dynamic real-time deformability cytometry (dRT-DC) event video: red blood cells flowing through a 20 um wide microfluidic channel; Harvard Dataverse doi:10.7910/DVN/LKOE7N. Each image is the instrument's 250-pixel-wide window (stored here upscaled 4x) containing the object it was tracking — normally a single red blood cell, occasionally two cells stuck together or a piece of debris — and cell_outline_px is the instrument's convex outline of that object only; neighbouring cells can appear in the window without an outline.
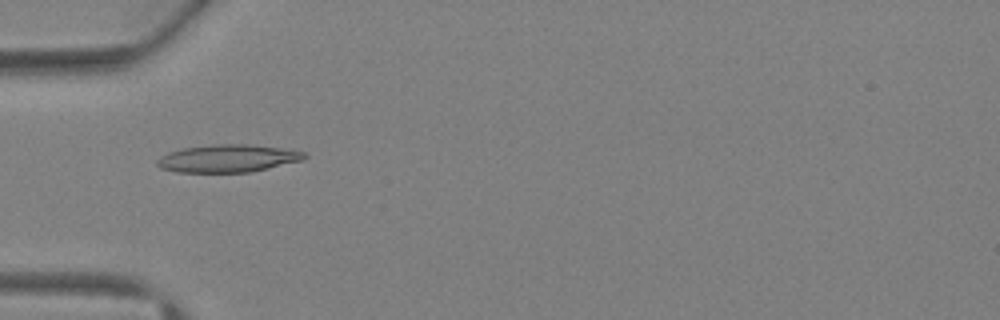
{"species": "Egyptian fruit bat (a non-hibernating species)", "species_latin": "Rousettus aegyptiacus", "temperature_condition": "warm", "stored_images_in_passage": 5, "camera_frame_rate_fps": 3000, "um_per_image_px": 0.085, "animal": {"sex": "female"}, "frame": {"image": 1, "passage_image": 4, "time_ms": 4.667, "image_size_px": [1000, 320], "cell_outline_px": [[308, 156], [300, 160], [252, 172], [176, 172], [160, 168], [156, 164], [156, 160], [160, 156], [168, 152], [184, 148], [212, 144], [248, 144], [292, 148], [304, 152]], "centroid_in_image_um": [19.37, 13.45], "position_along_channel_um": 65.6, "area_um2": 23.93}}
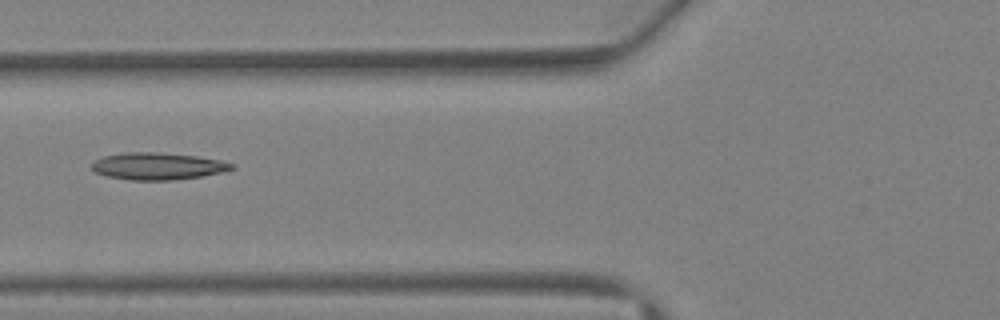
{"frame": {"image": 2, "passage_image": 5, "time_ms": 5.667, "image_size_px": [1000, 320], "cell_outline_px": [[236, 168], [224, 172], [200, 176], [172, 180], [132, 180], [108, 176], [92, 172], [92, 164], [96, 160], [104, 156], [124, 152], [160, 152], [196, 156], [224, 160], [236, 164]], "centroid_in_image_um": [13.46, 14.12], "position_along_channel_um": 112.3, "area_um2": 22.25}}